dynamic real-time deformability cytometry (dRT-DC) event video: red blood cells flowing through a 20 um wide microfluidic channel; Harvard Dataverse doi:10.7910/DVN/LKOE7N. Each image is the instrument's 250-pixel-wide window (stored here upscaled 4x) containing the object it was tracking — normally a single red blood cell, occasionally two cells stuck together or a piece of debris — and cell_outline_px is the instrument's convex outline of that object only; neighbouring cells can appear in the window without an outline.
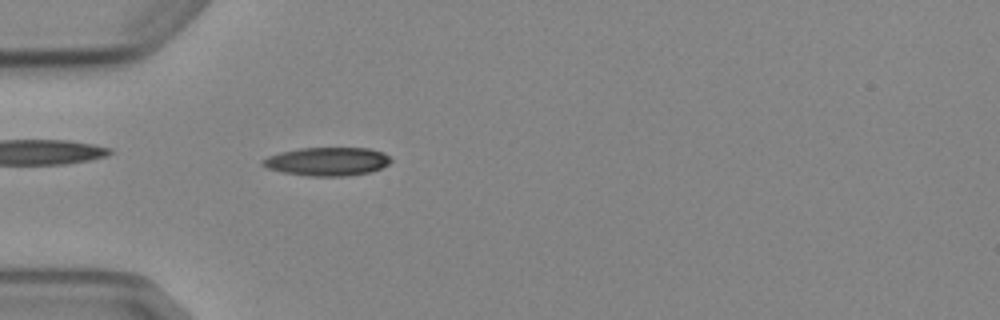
{"species": "Egyptian fruit bat (a non-hibernating species)", "species_latin": "Rousettus aegyptiacus", "temperature_condition": "cold", "stored_images_in_passage": 2, "camera_frame_rate_fps": 3000, "um_per_image_px": 0.085, "animal": {"sex": "female"}, "frame": {"image": 1, "passage_image": 2, "time_ms": 2.333, "image_size_px": [1000, 320], "cell_outline_px": [[392, 160], [388, 164], [380, 168], [368, 172], [344, 176], [308, 176], [284, 172], [268, 168], [260, 164], [260, 160], [268, 156], [280, 152], [300, 148], [368, 148], [384, 152]], "centroid_in_image_um": [27.79, 13.72], "position_along_channel_um": 57.2, "area_um2": 21.15}}